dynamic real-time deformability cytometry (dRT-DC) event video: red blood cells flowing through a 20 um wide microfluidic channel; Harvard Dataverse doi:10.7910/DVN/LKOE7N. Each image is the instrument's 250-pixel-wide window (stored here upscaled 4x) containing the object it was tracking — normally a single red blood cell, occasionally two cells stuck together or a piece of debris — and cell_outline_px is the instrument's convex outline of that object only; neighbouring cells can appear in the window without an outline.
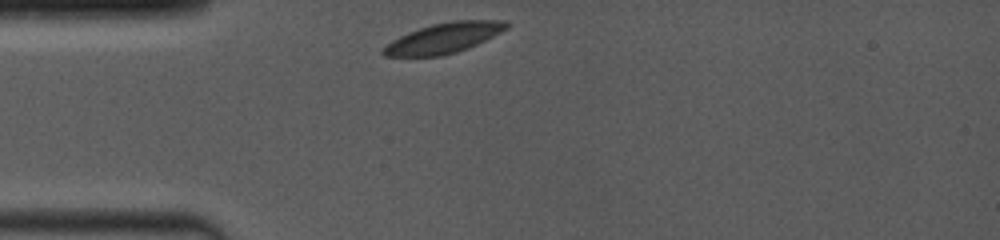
{"species": "common noctule bat (a hibernating species)", "species_latin": "Nyctalus noctula", "temperature_condition": "room temperature", "stored_images_in_passage": 2, "camera_frame_rate_fps": 4000, "um_per_image_px": 0.085, "animal": {"sex": "female", "body_mass_g": 19.0, "forearm_length_mm": 53.3}, "frame": {"image": 1, "passage_image": 1, "time_ms": 0.0, "image_size_px": [1000, 240], "cell_outline_px": [[512, 24], [508, 28], [468, 48], [456, 52], [440, 56], [384, 56], [380, 52], [380, 48], [392, 40], [408, 32], [432, 24], [452, 20], [504, 20]], "centroid_in_image_um": [37.7, 3.23], "position_along_channel_um": 47.3, "area_um2": 21.73}}